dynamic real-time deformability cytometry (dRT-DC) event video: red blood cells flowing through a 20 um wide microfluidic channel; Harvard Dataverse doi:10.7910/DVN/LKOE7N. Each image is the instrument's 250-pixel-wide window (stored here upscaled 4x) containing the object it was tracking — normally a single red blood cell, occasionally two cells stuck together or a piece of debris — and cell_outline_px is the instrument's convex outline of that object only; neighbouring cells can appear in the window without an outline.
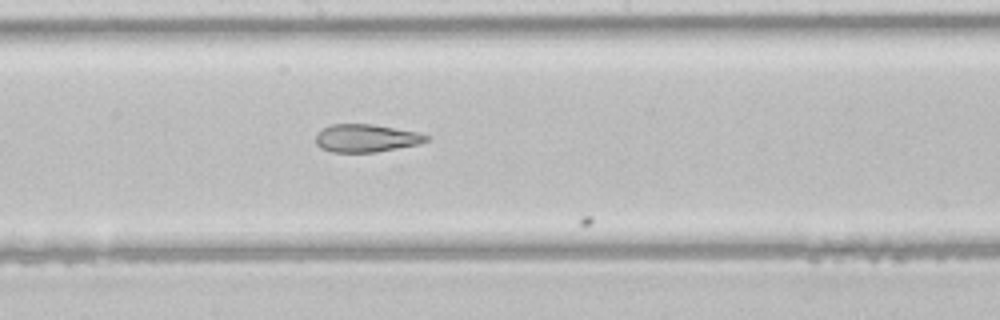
{"species": "common noctule bat (a hibernating species)", "species_latin": "Nyctalus noctula", "temperature_condition": "room temperature", "stored_images_in_passage": 18, "camera_frame_rate_fps": 3000, "um_per_image_px": 0.085, "animal": {"sex": "male", "body_mass_g": 21.5, "forearm_length_mm": 52.0}, "frame": {"image": 1, "passage_image": 17, "time_ms": 5.333, "image_size_px": [1000, 320], "cell_outline_px": [[428, 140], [420, 144], [376, 152], [332, 152], [320, 148], [316, 144], [316, 132], [332, 124], [372, 124], [420, 132], [428, 136]], "centroid_in_image_um": [31.12, 11.74], "position_along_channel_um": 217.1, "area_um2": 18.03}}